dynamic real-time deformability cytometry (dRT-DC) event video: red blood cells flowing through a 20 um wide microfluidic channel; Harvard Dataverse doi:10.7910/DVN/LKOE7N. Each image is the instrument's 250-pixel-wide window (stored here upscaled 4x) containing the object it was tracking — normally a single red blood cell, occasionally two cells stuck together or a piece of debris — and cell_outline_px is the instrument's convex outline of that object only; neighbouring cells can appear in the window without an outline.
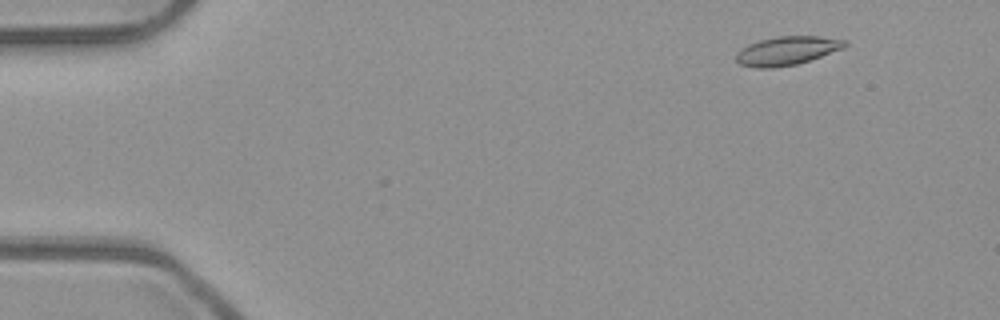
{"species": "common noctule bat (a hibernating species)", "species_latin": "Nyctalus noctula", "temperature_condition": "room temperature", "stored_images_in_passage": 49, "camera_frame_rate_fps": 3000, "um_per_image_px": 0.085, "animal": {"sex": "male", "body_mass_g": 23.1, "forearm_length_mm": 52.7}, "frame": {"image": 1, "passage_image": 2, "time_ms": 0.333, "image_size_px": [1000, 320], "cell_outline_px": [[848, 44], [844, 48], [796, 64], [772, 68], [756, 68], [740, 64], [736, 60], [736, 52], [740, 48], [748, 44], [760, 40], [776, 36], [820, 36], [844, 40]], "centroid_in_image_um": [66.85, 4.31], "position_along_channel_um": 18.2, "area_um2": 18.09}}
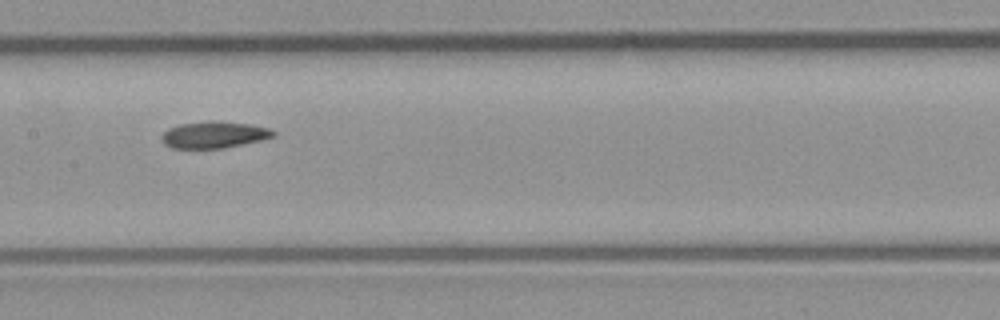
{"frame": {"image": 2, "passage_image": 23, "time_ms": 7.333, "image_size_px": [1000, 320], "cell_outline_px": [[276, 136], [260, 140], [224, 148], [172, 148], [164, 144], [160, 140], [160, 136], [168, 128], [180, 124], [208, 120], [216, 120], [248, 124], [268, 128], [276, 132]], "centroid_in_image_um": [18.15, 11.44], "position_along_channel_um": 189.2, "area_um2": 17.46}}
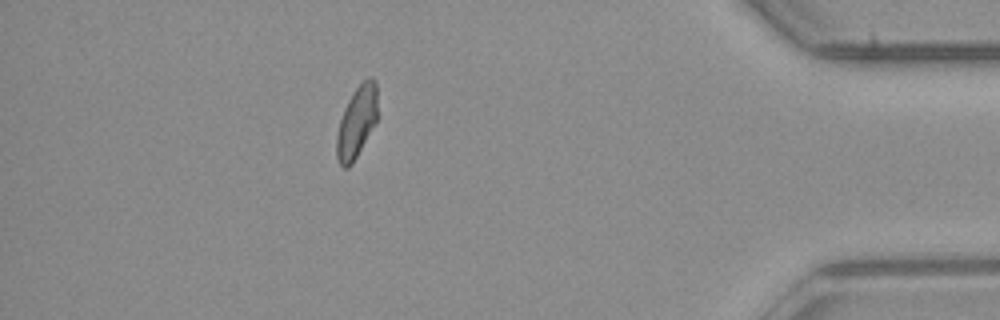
{"frame": {"image": 3, "passage_image": 43, "time_ms": 14.0, "image_size_px": [1000, 320], "cell_outline_px": [[376, 120], [352, 164], [348, 168], [344, 168], [340, 164], [336, 156], [336, 136], [340, 120], [344, 108], [348, 100], [356, 88], [368, 76], [372, 76], [376, 80]], "centroid_in_image_um": [30.29, 10.36], "position_along_channel_um": 404.9, "area_um2": 16.7}, "authors_computed_cell_mechanics": {"area_um2": 17.5134, "velocity_mm_per_s": 3.9568, "shape_relaxation_time_tau1_ms": null, "shape_relaxation_time_tau2_ms": 3.6505, "deformation_change_tau1": null, "deformation_change_tau2": 0.098}}